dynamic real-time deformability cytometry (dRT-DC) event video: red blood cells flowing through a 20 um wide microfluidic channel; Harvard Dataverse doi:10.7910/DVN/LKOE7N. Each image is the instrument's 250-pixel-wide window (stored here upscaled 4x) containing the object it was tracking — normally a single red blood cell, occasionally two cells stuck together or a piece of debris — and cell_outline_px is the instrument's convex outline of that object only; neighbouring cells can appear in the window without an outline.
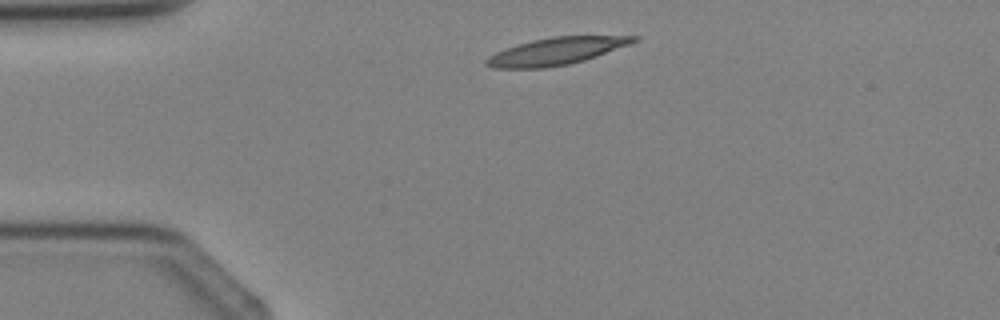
{"species": "Egyptian fruit bat (a non-hibernating species)", "species_latin": "Rousettus aegyptiacus", "temperature_condition": "cold", "stored_images_in_passage": 2, "camera_frame_rate_fps": 3000, "um_per_image_px": 0.085, "animal": {"sex": "female"}, "frame": {"image": 1, "passage_image": 1, "time_ms": 0.0, "image_size_px": [1000, 320], "cell_outline_px": [[640, 40], [596, 56], [584, 60], [568, 64], [544, 68], [496, 68], [484, 64], [484, 60], [488, 56], [496, 52], [532, 40], [552, 36], [640, 36]], "centroid_in_image_um": [47.28, 4.35], "position_along_channel_um": 37.7, "area_um2": 23.06}}